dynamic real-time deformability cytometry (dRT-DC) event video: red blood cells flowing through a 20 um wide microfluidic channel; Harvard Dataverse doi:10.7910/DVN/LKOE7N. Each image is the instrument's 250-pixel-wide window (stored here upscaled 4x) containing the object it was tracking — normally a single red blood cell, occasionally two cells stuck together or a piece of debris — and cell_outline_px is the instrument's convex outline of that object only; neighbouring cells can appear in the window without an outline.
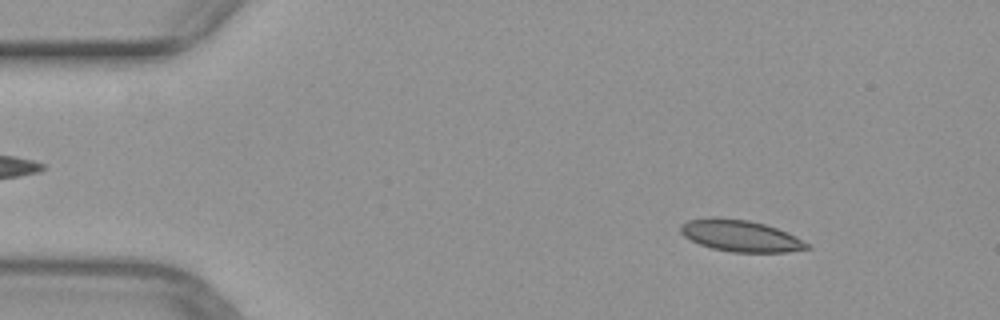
{"species": "common noctule bat (a hibernating species)", "species_latin": "Nyctalus noctula", "temperature_condition": "warm", "stored_images_in_passage": 49, "camera_frame_rate_fps": 3000, "um_per_image_px": 0.085, "animal": {"sex": "female", "body_mass_g": 29.2, "forearm_length_mm": 56.3}, "frame": {"image": 1, "passage_image": 5, "time_ms": 1.333, "image_size_px": [1000, 320], "cell_outline_px": [[812, 248], [788, 252], [732, 252], [712, 248], [700, 244], [684, 236], [680, 232], [680, 224], [688, 220], [708, 216], [716, 216], [748, 220], [764, 224], [788, 232], [812, 244]], "centroid_in_image_um": [62.96, 20.03], "position_along_channel_um": 22.0, "area_um2": 23.58}}
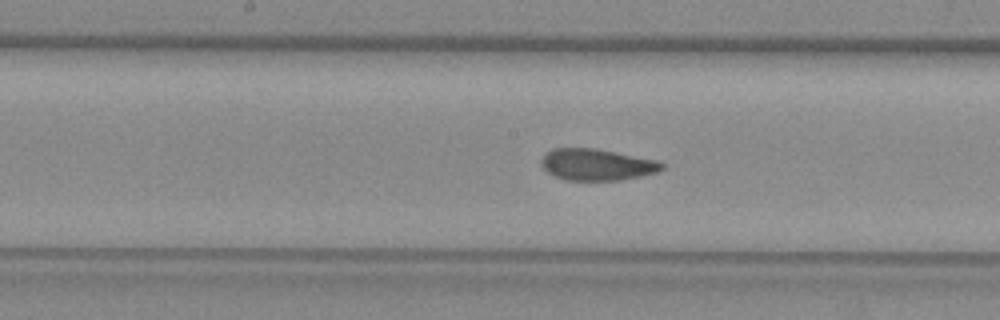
{"frame": {"image": 2, "passage_image": 24, "time_ms": 7.667, "image_size_px": [1000, 320], "cell_outline_px": [[664, 168], [656, 172], [640, 176], [620, 180], [568, 180], [556, 176], [548, 172], [540, 164], [540, 160], [552, 148], [596, 148], [656, 160], [664, 164]], "centroid_in_image_um": [50.72, 13.98], "position_along_channel_um": 197.5, "area_um2": 21.96}}
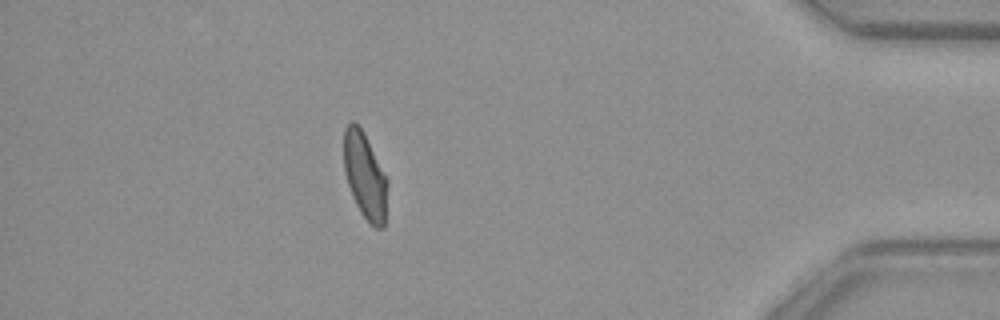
{"frame": {"image": 3, "passage_image": 43, "time_ms": 14.0, "image_size_px": [1000, 320], "cell_outline_px": [[388, 184], [384, 228], [376, 228], [360, 212], [352, 196], [344, 172], [344, 128], [352, 120], [364, 132], [388, 180]], "centroid_in_image_um": [31.02, 14.94], "position_along_channel_um": 404.2, "area_um2": 21.85}}